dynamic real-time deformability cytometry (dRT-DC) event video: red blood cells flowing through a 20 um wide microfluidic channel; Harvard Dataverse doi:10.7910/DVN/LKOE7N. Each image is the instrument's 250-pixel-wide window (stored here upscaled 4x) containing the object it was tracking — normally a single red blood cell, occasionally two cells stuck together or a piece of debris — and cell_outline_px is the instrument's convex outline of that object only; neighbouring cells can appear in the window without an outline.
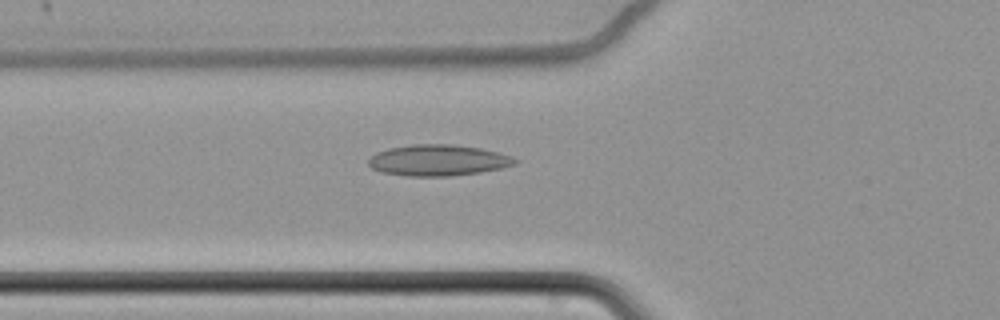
{"species": "common noctule bat (a hibernating species)", "species_latin": "Nyctalus noctula", "temperature_condition": "cold", "stored_images_in_passage": 50, "camera_frame_rate_fps": 3000, "um_per_image_px": 0.085, "animal": {"sex": "female", "body_mass_g": 22.7, "forearm_length_mm": 54.2}, "frame": {"image": 1, "passage_image": 13, "time_ms": 4.0, "image_size_px": [1000, 320], "cell_outline_px": [[520, 160], [516, 164], [504, 168], [480, 172], [452, 176], [408, 176], [380, 172], [372, 168], [368, 164], [368, 160], [376, 152], [388, 148], [412, 144], [452, 144], [480, 148], [512, 156]], "centroid_in_image_um": [37.25, 13.62], "position_along_channel_um": 88.5, "area_um2": 26.76}}
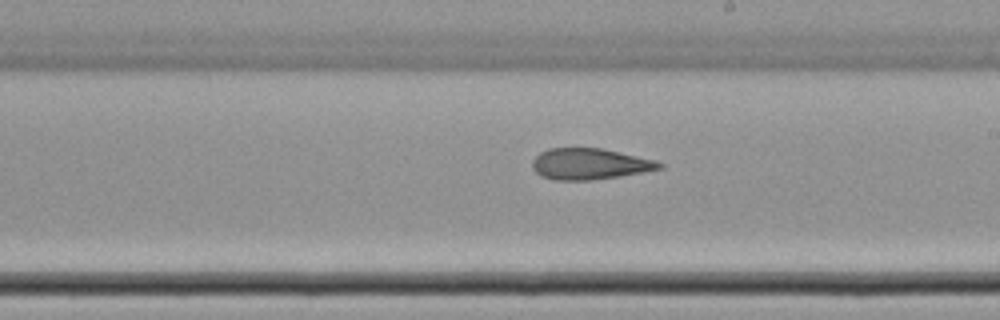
{"frame": {"image": 2, "passage_image": 26, "time_ms": 8.333, "image_size_px": [1000, 320], "cell_outline_px": [[664, 168], [644, 172], [620, 176], [592, 180], [556, 180], [540, 176], [532, 168], [532, 160], [540, 152], [548, 148], [600, 148], [656, 160], [664, 164]], "centroid_in_image_um": [50.12, 13.94], "position_along_channel_um": 238.9, "area_um2": 23.12}}
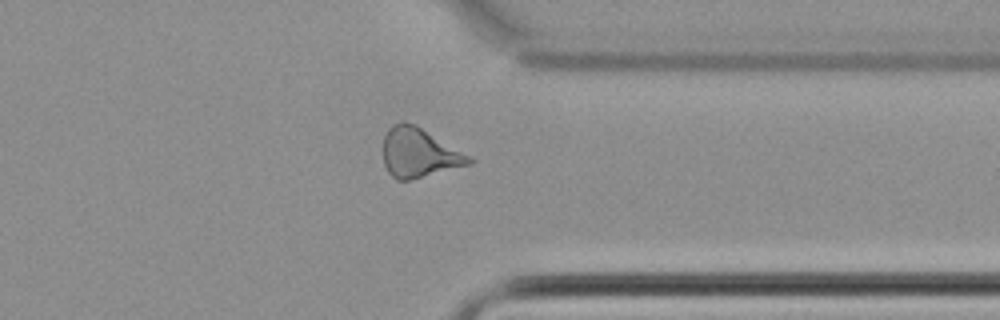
{"frame": {"image": 3, "passage_image": 38, "time_ms": 12.333, "image_size_px": [1000, 320], "cell_outline_px": [[476, 160], [472, 164], [408, 180], [396, 180], [388, 172], [384, 164], [384, 136], [388, 128], [392, 124], [400, 120], [404, 120], [416, 124], [472, 156]], "centroid_in_image_um": [35.64, 12.96], "position_along_channel_um": 375.8, "area_um2": 25.09}, "authors_computed_cell_mechanics": {"area_um2": 24.4205, "velocity_mm_per_s": 3.4645, "shape_relaxation_time_tau1_ms": null, "shape_relaxation_time_tau2_ms": 6.4579, "deformation_change_tau1": null, "deformation_change_tau2": 0.1787}}